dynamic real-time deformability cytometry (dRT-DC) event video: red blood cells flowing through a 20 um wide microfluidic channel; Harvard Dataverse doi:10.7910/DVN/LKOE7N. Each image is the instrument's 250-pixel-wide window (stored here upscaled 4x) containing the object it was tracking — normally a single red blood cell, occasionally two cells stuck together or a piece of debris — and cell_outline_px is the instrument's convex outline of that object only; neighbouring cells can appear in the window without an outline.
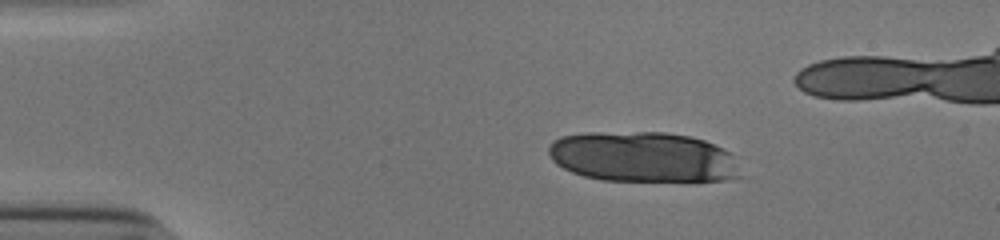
{"species": "human", "species_latin": "Homo sapiens", "temperature_condition": "cold", "stored_images_in_passage": 40, "camera_frame_rate_fps": 3000, "um_per_image_px": 0.085, "donor": {"sex": "male"}, "frame": {"image": 1, "passage_image": 1, "time_ms": 0.0, "image_size_px": [1000, 240], "cell_outline_px": [[740, 176], [728, 180], [688, 184], [600, 180], [584, 176], [572, 172], [556, 164], [552, 160], [548, 152], [548, 144], [552, 140], [560, 136], [584, 132], [664, 132], [688, 136], [704, 140], [728, 152]], "centroid_in_image_um": [54.61, 13.39], "position_along_channel_um": 30.4, "area_um2": 57.68}}
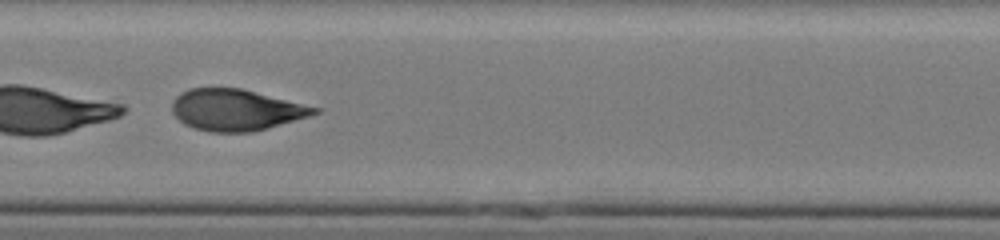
{"frame": {"image": 2, "passage_image": 19, "time_ms": 6.0, "image_size_px": [1000, 240], "cell_outline_px": [[320, 112], [308, 116], [268, 128], [252, 132], [208, 132], [184, 124], [172, 112], [172, 100], [180, 92], [188, 88], [240, 88], [320, 108]], "centroid_in_image_um": [20.02, 9.34], "position_along_channel_um": 187.4, "area_um2": 34.1}}
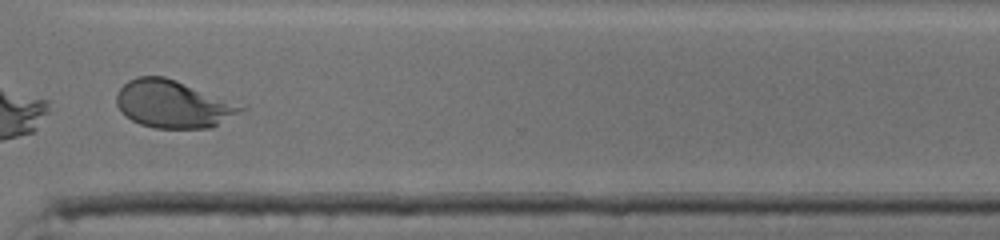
{"frame": {"image": 3, "passage_image": 32, "time_ms": 10.333, "image_size_px": [1000, 240], "cell_outline_px": [[248, 108], [212, 128], [152, 128], [140, 124], [124, 116], [120, 112], [116, 104], [116, 92], [128, 80], [136, 76], [164, 76], [248, 104]], "centroid_in_image_um": [14.78, 8.84], "position_along_channel_um": 355.8, "area_um2": 35.43}, "authors_computed_cell_mechanics": {"area_um2": 35.4314, "velocity_mm_per_s": 3.8754, "shape_relaxation_time_tau1_ms": 1.0719, "shape_relaxation_time_tau2_ms": 0.8515, "deformation_change_tau1": 0.334, "deformation_change_tau2": 0.0685}}